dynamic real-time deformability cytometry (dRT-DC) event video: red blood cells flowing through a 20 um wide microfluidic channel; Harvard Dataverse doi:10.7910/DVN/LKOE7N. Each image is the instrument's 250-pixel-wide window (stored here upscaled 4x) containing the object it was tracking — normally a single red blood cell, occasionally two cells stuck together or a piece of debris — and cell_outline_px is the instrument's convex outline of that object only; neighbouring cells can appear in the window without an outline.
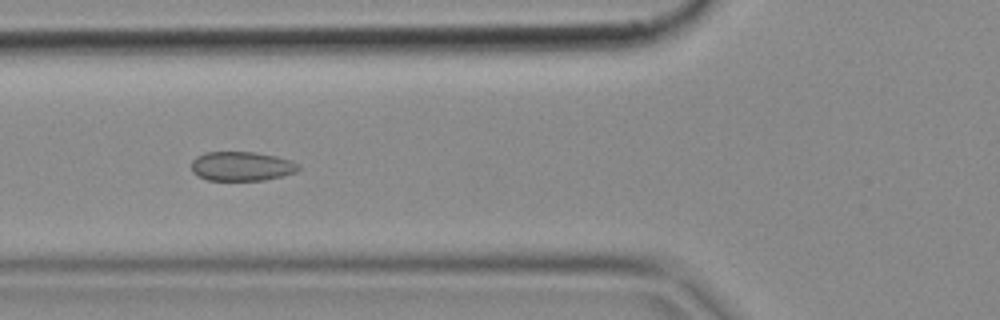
{"species": "common noctule bat (a hibernating species)", "species_latin": "Nyctalus noctula", "temperature_condition": "cold", "stored_images_in_passage": 6, "camera_frame_rate_fps": 3000, "um_per_image_px": 0.085, "animal": {"sex": "female", "body_mass_g": 18.4}, "frame": {"image": 1, "passage_image": 4, "time_ms": 1.0, "image_size_px": [1000, 320], "cell_outline_px": [[300, 168], [296, 172], [264, 180], [208, 180], [196, 176], [192, 172], [192, 160], [196, 156], [204, 152], [256, 152], [276, 156], [292, 160], [300, 164]], "centroid_in_image_um": [20.53, 14.12], "position_along_channel_um": 105.3, "area_um2": 18.44}}
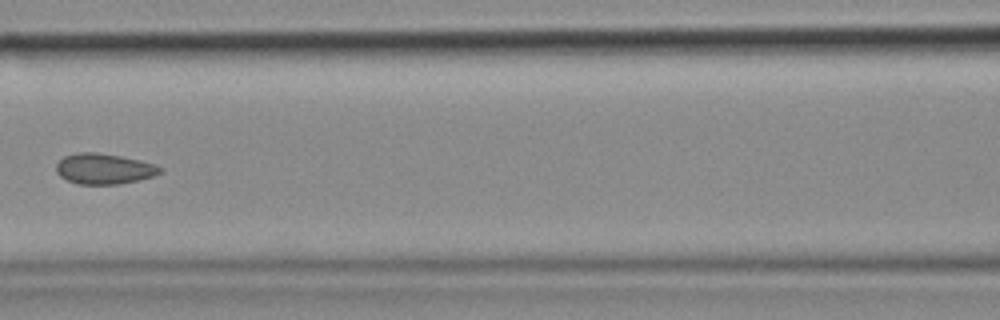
{"frame": {"image": 2, "passage_image": 5, "time_ms": 1.333, "image_size_px": [1000, 320], "cell_outline_px": [[164, 172], [152, 176], [136, 180], [116, 184], [76, 184], [60, 176], [56, 172], [56, 164], [64, 156], [76, 152], [96, 152], [120, 156], [140, 160], [164, 168]], "centroid_in_image_um": [8.82, 14.34], "position_along_channel_um": 157.8, "area_um2": 18.44}}